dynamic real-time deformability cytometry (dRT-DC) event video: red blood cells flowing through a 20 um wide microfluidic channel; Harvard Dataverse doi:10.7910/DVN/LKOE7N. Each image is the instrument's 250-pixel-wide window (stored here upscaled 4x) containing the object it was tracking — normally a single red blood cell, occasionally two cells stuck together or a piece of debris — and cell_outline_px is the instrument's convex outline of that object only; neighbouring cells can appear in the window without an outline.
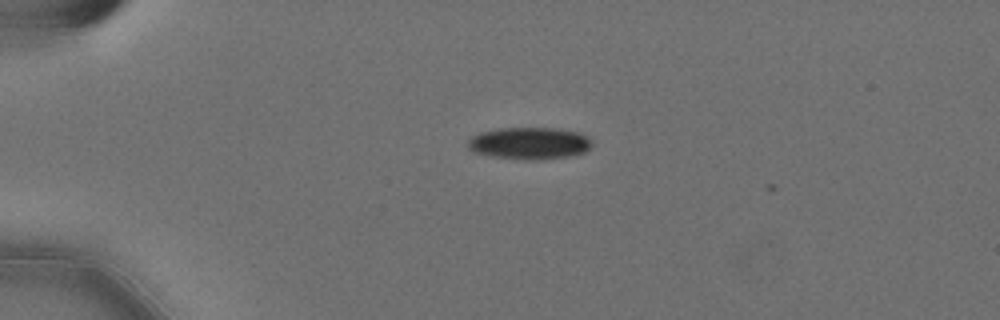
{"species": "Egyptian fruit bat (a non-hibernating species)", "species_latin": "Rousettus aegyptiacus", "temperature_condition": "cold", "stored_images_in_passage": 2, "camera_frame_rate_fps": 3000, "um_per_image_px": 0.085, "animal": {"sex": "female"}, "frame": {"image": 1, "passage_image": 1, "time_ms": 0.0, "image_size_px": [1000, 320], "cell_outline_px": [[592, 144], [584, 152], [568, 156], [540, 160], [528, 160], [492, 156], [472, 152], [464, 144], [472, 136], [480, 132], [496, 128], [556, 128], [580, 132], [588, 136], [592, 140]], "centroid_in_image_um": [44.97, 12.17], "position_along_channel_um": 40.0, "area_um2": 23.47}}